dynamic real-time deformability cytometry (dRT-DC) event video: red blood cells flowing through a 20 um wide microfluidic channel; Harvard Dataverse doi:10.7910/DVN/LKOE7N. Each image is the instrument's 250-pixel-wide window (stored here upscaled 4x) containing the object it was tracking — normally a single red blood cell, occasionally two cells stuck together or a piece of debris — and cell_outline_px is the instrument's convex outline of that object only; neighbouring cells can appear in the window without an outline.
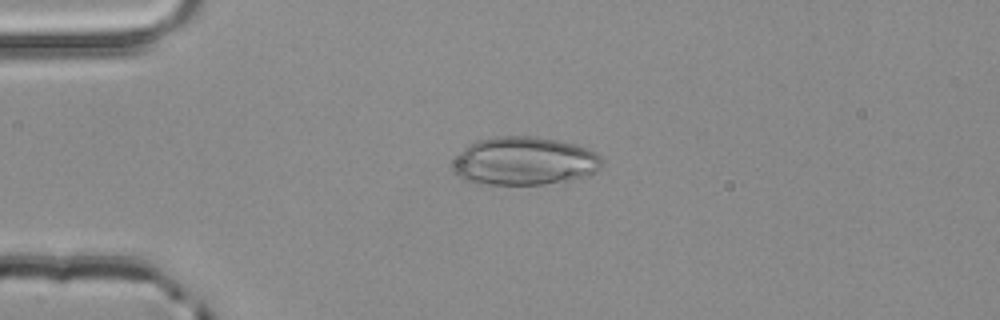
{"species": "common noctule bat (a hibernating species)", "species_latin": "Nyctalus noctula", "temperature_condition": "room temperature", "stored_images_in_passage": 2, "camera_frame_rate_fps": 3000, "um_per_image_px": 0.085, "animal": {"sex": "male", "body_mass_g": 20.4}, "frame": {"image": 1, "passage_image": 1, "time_ms": 0.0, "image_size_px": [1000, 320], "cell_outline_px": [[604, 164], [600, 172], [568, 180], [544, 184], [488, 184], [468, 180], [452, 172], [448, 164], [468, 144], [480, 140], [496, 136], [536, 136], [576, 144], [588, 148], [596, 152], [604, 160]], "centroid_in_image_um": [44.59, 13.68], "position_along_channel_um": 40.4, "area_um2": 42.43}}
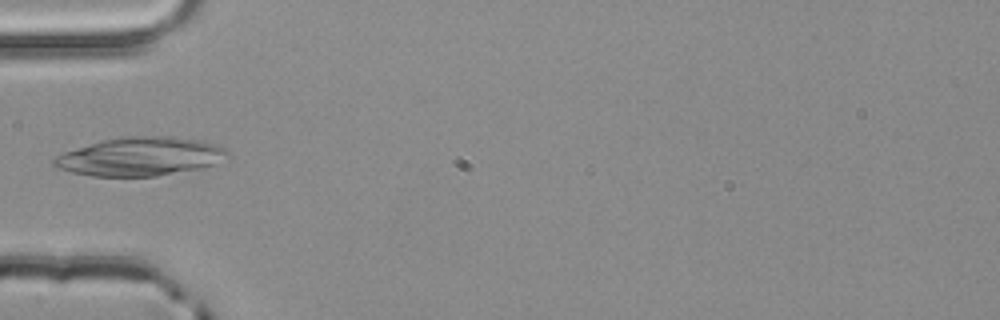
{"frame": {"image": 2, "passage_image": 2, "time_ms": 0.333, "image_size_px": [1000, 320], "cell_outline_px": [[232, 156], [212, 164], [200, 168], [156, 176], [92, 176], [72, 172], [56, 168], [52, 164], [52, 160], [56, 156], [64, 152], [76, 148], [104, 140], [120, 136], [172, 136], [196, 140], [216, 144], [224, 148]], "centroid_in_image_um": [11.91, 13.3], "position_along_channel_um": 73.1, "area_um2": 38.84}}